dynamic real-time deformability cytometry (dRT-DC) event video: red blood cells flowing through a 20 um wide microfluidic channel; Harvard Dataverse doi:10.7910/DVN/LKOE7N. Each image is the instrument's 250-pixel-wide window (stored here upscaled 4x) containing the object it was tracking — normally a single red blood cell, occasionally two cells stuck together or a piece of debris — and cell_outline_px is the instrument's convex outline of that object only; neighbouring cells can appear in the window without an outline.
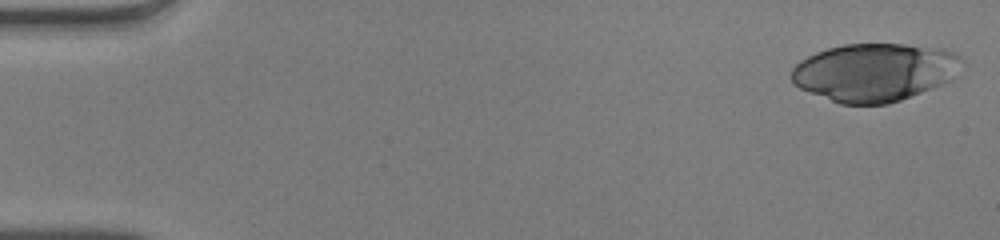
{"species": "human", "species_latin": "Homo sapiens", "temperature_condition": "warm", "stored_images_in_passage": 49, "camera_frame_rate_fps": 3000, "um_per_image_px": 0.085, "donor": {"sex": "male"}, "frame": {"image": 1, "passage_image": 1, "time_ms": 0.0, "image_size_px": [1000, 240], "cell_outline_px": [[964, 60], [952, 80], [932, 88], [900, 100], [888, 104], [840, 104], [800, 88], [792, 84], [788, 76], [792, 68], [800, 60], [816, 52], [828, 48], [844, 44], [904, 44], [944, 48], [956, 52]], "centroid_in_image_um": [74.34, 6.13], "position_along_channel_um": 10.7, "area_um2": 58.03}}